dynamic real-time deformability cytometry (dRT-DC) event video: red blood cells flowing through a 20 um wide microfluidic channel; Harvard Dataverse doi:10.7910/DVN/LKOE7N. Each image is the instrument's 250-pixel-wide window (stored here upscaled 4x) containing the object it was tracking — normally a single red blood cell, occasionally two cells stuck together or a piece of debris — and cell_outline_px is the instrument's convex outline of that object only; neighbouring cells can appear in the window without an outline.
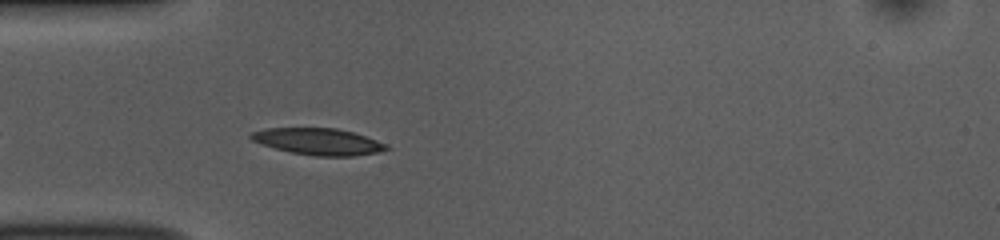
{"species": "common noctule bat (a hibernating species)", "species_latin": "Nyctalus noctula", "temperature_condition": "room temperature", "stored_images_in_passage": 28, "camera_frame_rate_fps": 3000, "um_per_image_px": 0.085, "animal": {"sex": "female", "body_mass_g": 10.0, "forearm_length_mm": 53.1}, "frame": {"image": 1, "passage_image": 3, "time_ms": 0.667, "image_size_px": [1000, 240], "cell_outline_px": [[392, 148], [380, 152], [356, 156], [316, 156], [292, 152], [276, 148], [252, 140], [248, 136], [252, 132], [264, 128], [336, 128], [352, 132], [388, 144]], "centroid_in_image_um": [27.11, 12.03], "position_along_channel_um": 57.9, "area_um2": 20.92}}
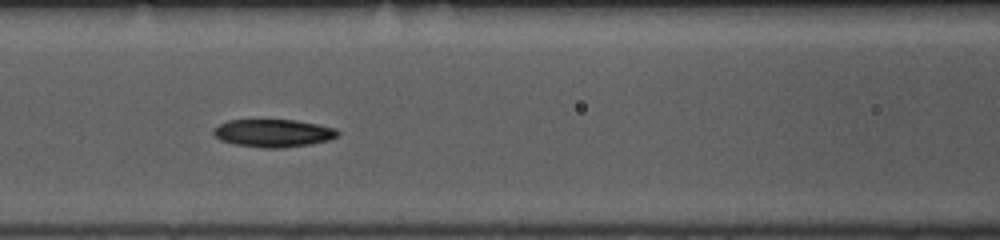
{"frame": {"image": 2, "passage_image": 10, "time_ms": 3.0, "image_size_px": [1000, 240], "cell_outline_px": [[340, 132], [336, 136], [328, 140], [308, 144], [280, 148], [264, 148], [236, 144], [220, 140], [212, 132], [212, 128], [228, 120], [296, 120], [336, 128]], "centroid_in_image_um": [23.2, 11.31], "position_along_channel_um": 143.4, "area_um2": 19.94}}
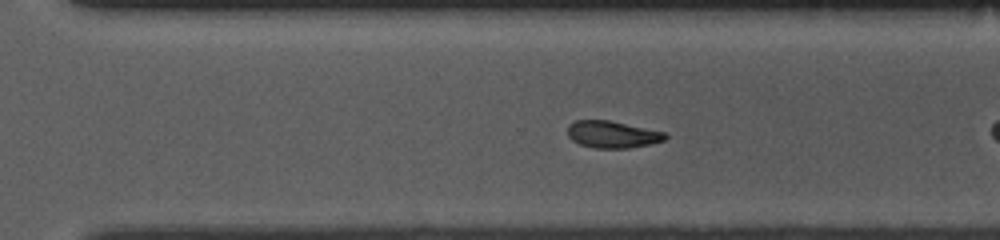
{"frame": {"image": 3, "passage_image": 21, "time_ms": 6.667, "image_size_px": [1000, 240], "cell_outline_px": [[668, 136], [664, 140], [648, 144], [628, 148], [592, 148], [580, 144], [572, 140], [568, 136], [568, 124], [576, 120], [608, 120], [664, 132]], "centroid_in_image_um": [52.01, 11.42], "position_along_channel_um": 318.6, "area_um2": 15.2}, "authors_computed_cell_mechanics": {"area_um2": 16.9065, "velocity_mm_per_s": 3.8038, "shape_relaxation_time_tau1_ms": 2.3542, "shape_relaxation_time_tau2_ms": 2.651, "deformation_change_tau1": 0.1199, "deformation_change_tau2": 0.0889}}